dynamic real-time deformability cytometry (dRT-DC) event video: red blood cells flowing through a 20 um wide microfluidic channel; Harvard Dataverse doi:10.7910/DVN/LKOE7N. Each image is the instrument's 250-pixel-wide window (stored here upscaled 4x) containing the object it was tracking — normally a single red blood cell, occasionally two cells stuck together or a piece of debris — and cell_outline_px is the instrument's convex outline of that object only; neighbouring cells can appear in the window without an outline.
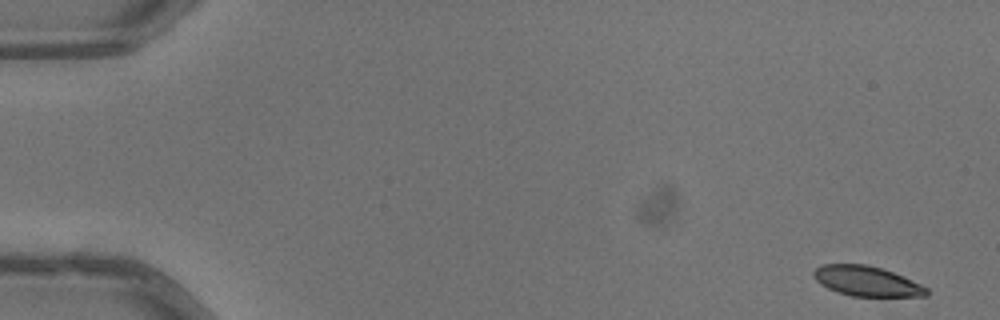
{"species": "common noctule bat (a hibernating species)", "species_latin": "Nyctalus noctula", "temperature_condition": "warm", "stored_images_in_passage": 8, "camera_frame_rate_fps": 3000, "um_per_image_px": 0.085, "animal": {"sex": "male", "body_mass_g": 13.3}, "frame": {"image": 1, "passage_image": 1, "time_ms": 0.0, "image_size_px": [1000, 320], "cell_outline_px": [[928, 296], [852, 296], [836, 292], [820, 284], [812, 276], [812, 272], [820, 264], [868, 264], [892, 272], [920, 284], [928, 288]], "centroid_in_image_um": [73.62, 23.89], "position_along_channel_um": 11.4, "area_um2": 19.71}}